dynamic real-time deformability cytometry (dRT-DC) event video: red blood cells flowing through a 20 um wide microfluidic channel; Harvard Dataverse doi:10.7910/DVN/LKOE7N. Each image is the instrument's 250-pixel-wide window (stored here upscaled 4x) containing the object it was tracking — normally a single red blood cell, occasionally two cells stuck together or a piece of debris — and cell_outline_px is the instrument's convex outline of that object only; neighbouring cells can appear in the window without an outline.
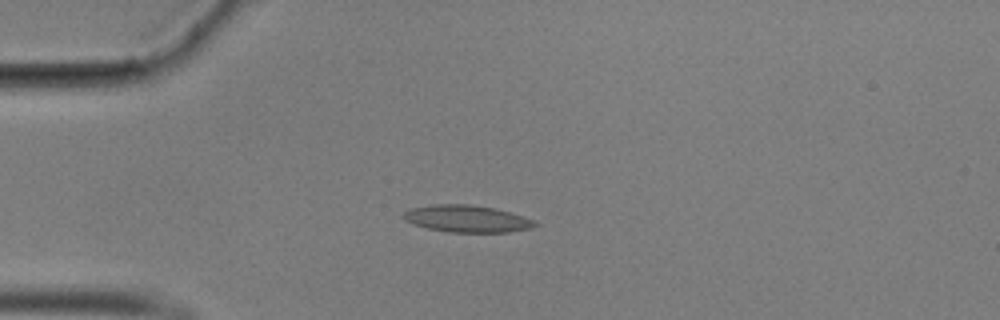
{"species": "common noctule bat (a hibernating species)", "species_latin": "Nyctalus noctula", "temperature_condition": "cold", "stored_images_in_passage": 43, "camera_frame_rate_fps": 3000, "um_per_image_px": 0.085, "animal": {"sex": "male", "body_mass_g": 17.9}, "frame": {"image": 1, "passage_image": 1, "time_ms": 0.0, "image_size_px": [1000, 320], "cell_outline_px": [[540, 224], [532, 228], [508, 232], [448, 232], [428, 228], [412, 224], [404, 220], [400, 216], [404, 212], [412, 208], [432, 204], [468, 204], [496, 208], [524, 216], [536, 220]], "centroid_in_image_um": [39.71, 18.59], "position_along_channel_um": 45.3, "area_um2": 20.98}}
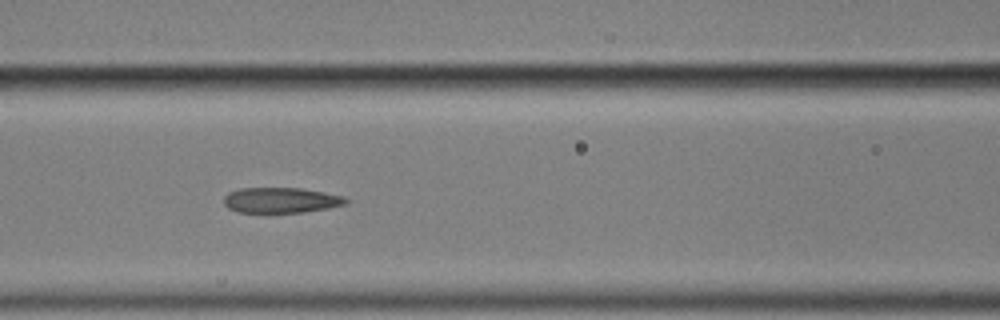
{"frame": {"image": 2, "passage_image": 11, "time_ms": 3.333, "image_size_px": [1000, 320], "cell_outline_px": [[348, 204], [328, 208], [304, 212], [236, 212], [228, 208], [224, 204], [224, 196], [228, 192], [240, 188], [300, 188], [324, 192], [344, 196], [348, 200]], "centroid_in_image_um": [23.88, 17.01], "position_along_channel_um": 142.7, "area_um2": 18.15}}
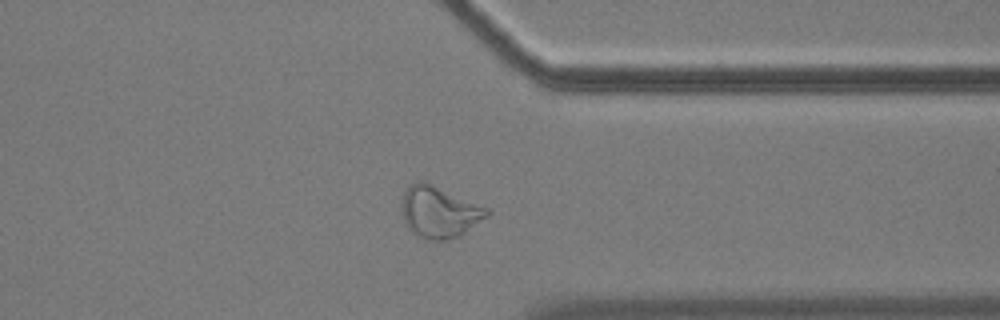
{"frame": {"image": 3, "passage_image": 31, "time_ms": 10.0, "image_size_px": [1000, 320], "cell_outline_px": [[492, 212], [488, 216], [464, 232], [448, 240], [428, 240], [416, 236], [408, 228], [404, 220], [404, 192], [408, 184], [416, 180], [420, 180], [492, 208]], "centroid_in_image_um": [37.38, 18.01], "position_along_channel_um": 374.0, "area_um2": 25.43}, "authors_computed_cell_mechanics": {"area_um2": 19.1896, "velocity_mm_per_s": 3.511, "shape_relaxation_time_tau1_ms": 10.1446, "shape_relaxation_time_tau2_ms": 2.7287, "deformation_change_tau1": 0.2197, "deformation_change_tau2": 0.1115}}